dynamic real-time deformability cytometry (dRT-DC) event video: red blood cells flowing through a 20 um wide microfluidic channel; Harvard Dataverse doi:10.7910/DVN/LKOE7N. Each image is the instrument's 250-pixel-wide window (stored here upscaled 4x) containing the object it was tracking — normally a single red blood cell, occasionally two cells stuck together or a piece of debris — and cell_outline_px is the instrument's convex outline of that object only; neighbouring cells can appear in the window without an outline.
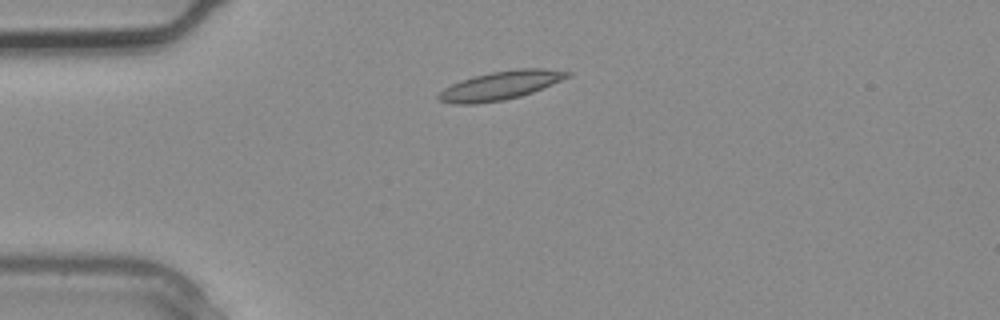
{"species": "common noctule bat (a hibernating species)", "species_latin": "Nyctalus noctula", "temperature_condition": "warm", "stored_images_in_passage": 2, "camera_frame_rate_fps": 3000, "um_per_image_px": 0.085, "animal": {"sex": "male", "body_mass_g": 20.4}, "frame": {"image": 1, "passage_image": 2, "time_ms": 0.333, "image_size_px": [1000, 320], "cell_outline_px": [[572, 76], [532, 92], [520, 96], [504, 100], [476, 104], [452, 104], [440, 100], [436, 96], [444, 88], [460, 80], [492, 72], [516, 68], [540, 68], [572, 72]], "centroid_in_image_um": [42.54, 7.26], "position_along_channel_um": 42.5, "area_um2": 21.39}}